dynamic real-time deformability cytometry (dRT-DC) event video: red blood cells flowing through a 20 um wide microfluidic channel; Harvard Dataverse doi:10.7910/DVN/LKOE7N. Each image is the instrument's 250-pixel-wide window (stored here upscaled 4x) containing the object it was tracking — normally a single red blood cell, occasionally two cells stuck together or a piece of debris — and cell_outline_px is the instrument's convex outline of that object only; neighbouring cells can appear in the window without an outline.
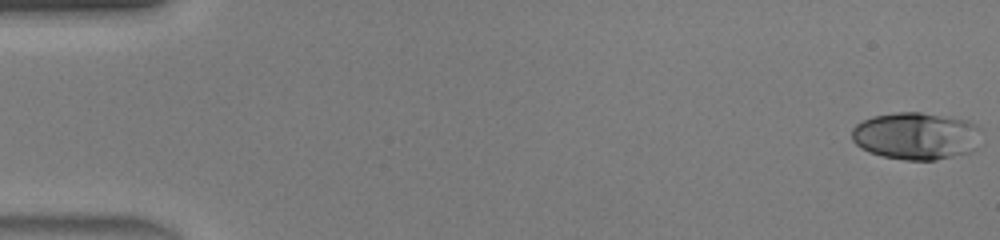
{"species": "human", "species_latin": "Homo sapiens", "temperature_condition": "warm", "stored_images_in_passage": 46, "camera_frame_rate_fps": 3000, "um_per_image_px": 0.085, "donor": {"sex": "male"}, "frame": {"image": 1, "passage_image": 1, "time_ms": 0.0, "image_size_px": [1000, 240], "cell_outline_px": [[980, 128], [976, 148], [972, 152], [936, 160], [904, 160], [884, 156], [868, 152], [860, 148], [852, 140], [852, 128], [856, 124], [872, 116], [896, 112], [920, 112], [968, 120], [976, 124]], "centroid_in_image_um": [77.86, 11.56], "position_along_channel_um": 7.1, "area_um2": 35.89}}
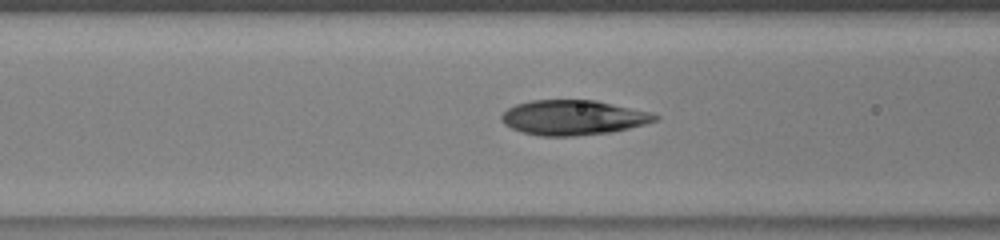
{"frame": {"image": 2, "passage_image": 19, "time_ms": 6.0, "image_size_px": [1000, 240], "cell_outline_px": [[660, 120], [612, 132], [576, 136], [540, 136], [520, 132], [504, 124], [500, 120], [500, 116], [508, 108], [516, 104], [532, 100], [596, 100], [652, 112], [660, 116]], "centroid_in_image_um": [48.73, 9.99], "position_along_channel_um": 117.9, "area_um2": 31.5}}
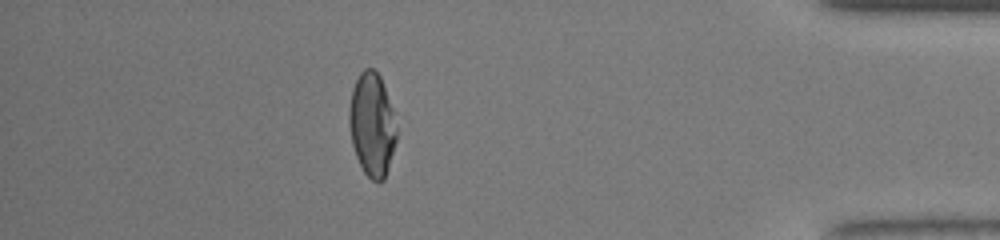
{"frame": {"image": 3, "passage_image": 41, "time_ms": 13.333, "image_size_px": [1000, 240], "cell_outline_px": [[396, 140], [384, 180], [372, 180], [364, 172], [356, 156], [352, 144], [348, 124], [348, 112], [352, 88], [360, 72], [364, 68], [372, 68], [380, 76], [392, 108], [396, 128]], "centroid_in_image_um": [31.59, 10.57], "position_along_channel_um": 403.6, "area_um2": 28.32}, "authors_computed_cell_mechanics": {"area_um2": 30.8941, "velocity_mm_per_s": 4.4895, "shape_relaxation_time_tau1_ms": 4.2533, "shape_relaxation_time_tau2_ms": 0.6581, "deformation_change_tau1": 0.2442, "deformation_change_tau2": 0.0396}}